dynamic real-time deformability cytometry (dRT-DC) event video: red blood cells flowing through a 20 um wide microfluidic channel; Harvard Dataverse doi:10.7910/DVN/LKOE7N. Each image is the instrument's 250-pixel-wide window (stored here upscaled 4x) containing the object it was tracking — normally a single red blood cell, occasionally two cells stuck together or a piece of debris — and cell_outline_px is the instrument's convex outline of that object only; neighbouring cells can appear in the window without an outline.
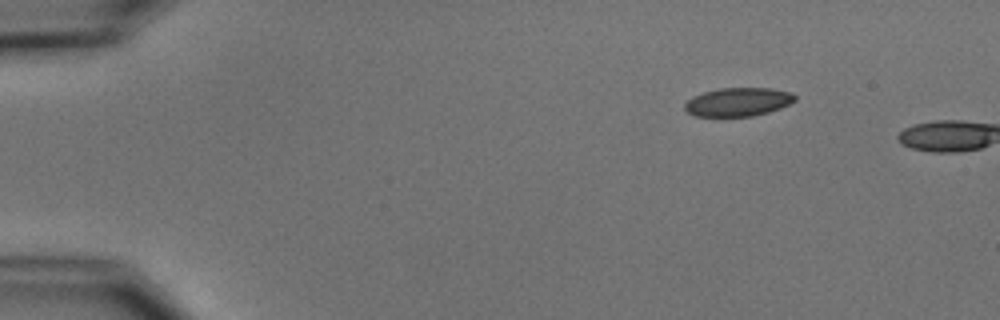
{"species": "common noctule bat (a hibernating species)", "species_latin": "Nyctalus noctula", "temperature_condition": "cold", "stored_images_in_passage": 2, "camera_frame_rate_fps": 3000, "um_per_image_px": 0.085, "animal": {"sex": "male", "body_mass_g": 15.6}, "frame": {"image": 1, "passage_image": 1, "time_ms": 0.0, "image_size_px": [1000, 320], "cell_outline_px": [[796, 100], [780, 108], [768, 112], [752, 116], [696, 116], [688, 112], [684, 108], [684, 104], [692, 96], [704, 92], [720, 88], [772, 88], [792, 92], [796, 96]], "centroid_in_image_um": [62.75, 8.66], "position_along_channel_um": 22.3, "area_um2": 18.32}}